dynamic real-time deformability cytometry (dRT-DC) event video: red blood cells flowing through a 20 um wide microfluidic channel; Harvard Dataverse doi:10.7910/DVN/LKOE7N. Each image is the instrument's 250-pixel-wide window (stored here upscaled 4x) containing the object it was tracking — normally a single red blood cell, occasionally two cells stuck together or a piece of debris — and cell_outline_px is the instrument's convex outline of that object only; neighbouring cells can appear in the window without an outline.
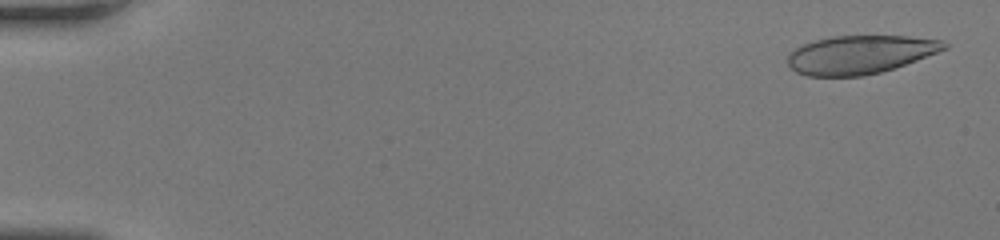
{"species": "human", "species_latin": "Homo sapiens", "temperature_condition": "room temperature", "stored_images_in_passage": 49, "camera_frame_rate_fps": 3000, "um_per_image_px": 0.085, "donor": {"sex": "female"}, "frame": {"image": 1, "passage_image": 2, "time_ms": 0.333, "image_size_px": [1000, 240], "cell_outline_px": [[948, 48], [916, 60], [880, 72], [860, 76], [808, 76], [796, 72], [788, 64], [788, 52], [804, 44], [828, 36], [908, 36], [944, 40], [948, 44]], "centroid_in_image_um": [73.09, 4.63], "position_along_channel_um": 11.9, "area_um2": 34.85}}
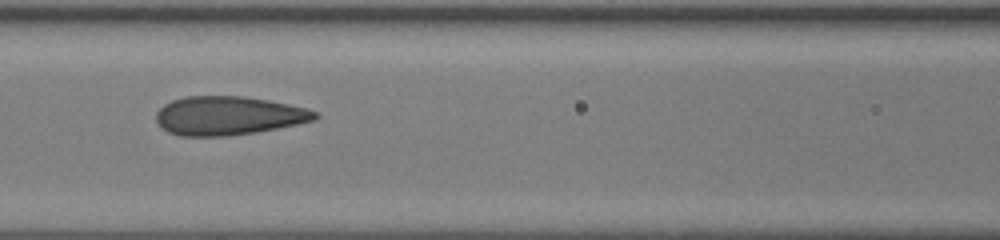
{"frame": {"image": 2, "passage_image": 23, "time_ms": 7.333, "image_size_px": [1000, 240], "cell_outline_px": [[320, 116], [316, 120], [256, 132], [228, 136], [180, 136], [168, 132], [156, 120], [156, 112], [164, 104], [172, 100], [184, 96], [244, 96], [268, 100], [308, 108], [320, 112]], "centroid_in_image_um": [19.44, 9.83], "position_along_channel_um": 147.2, "area_um2": 36.01}}
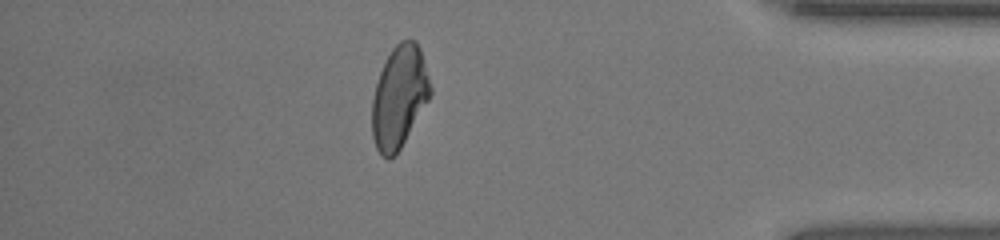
{"frame": {"image": 3, "passage_image": 43, "time_ms": 14.0, "image_size_px": [1000, 240], "cell_outline_px": [[432, 92], [428, 100], [400, 148], [388, 160], [376, 148], [372, 136], [372, 100], [376, 84], [380, 72], [392, 48], [400, 40], [416, 40], [420, 48], [432, 88]], "centroid_in_image_um": [33.93, 8.21], "position_along_channel_um": 401.3, "area_um2": 34.22}, "authors_computed_cell_mechanics": {"area_um2": 35.6048, "velocity_mm_per_s": 4.3006, "shape_relaxation_time_tau1_ms": null, "shape_relaxation_time_tau2_ms": 0.6515, "deformation_change_tau1": null, "deformation_change_tau2": 0.0557}}